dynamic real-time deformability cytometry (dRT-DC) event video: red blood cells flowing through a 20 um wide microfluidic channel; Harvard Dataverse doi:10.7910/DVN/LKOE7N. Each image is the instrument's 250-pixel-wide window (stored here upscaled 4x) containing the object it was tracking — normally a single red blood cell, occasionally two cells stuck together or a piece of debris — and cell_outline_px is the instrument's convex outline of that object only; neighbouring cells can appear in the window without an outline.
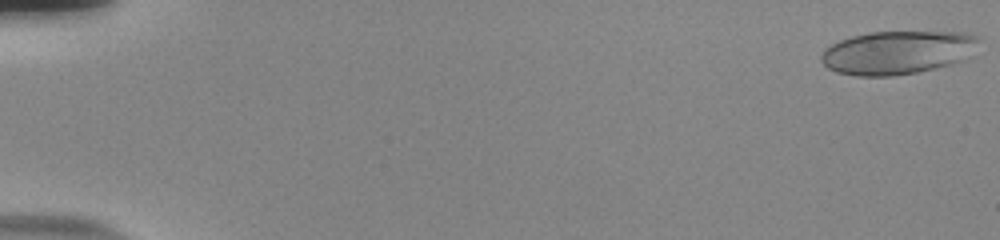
{"species": "human", "species_latin": "Homo sapiens", "temperature_condition": "room temperature", "stored_images_in_passage": 56, "camera_frame_rate_fps": 3000, "um_per_image_px": 0.085, "donor": {"sex": "male"}, "frame": {"image": 1, "passage_image": 1, "time_ms": 0.0, "image_size_px": [1000, 240], "cell_outline_px": [[980, 36], [960, 60], [952, 64], [916, 72], [892, 76], [856, 76], [836, 72], [828, 68], [820, 60], [820, 56], [824, 48], [840, 40], [852, 36], [868, 32], [968, 32]], "centroid_in_image_um": [76.17, 4.46], "position_along_channel_um": 8.8, "area_um2": 39.36}}
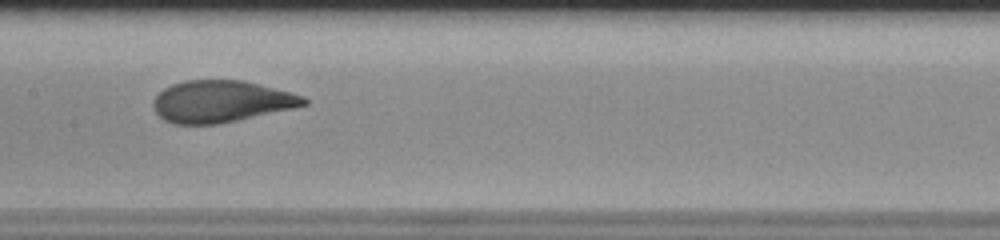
{"frame": {"image": 2, "passage_image": 30, "time_ms": 9.667, "image_size_px": [1000, 240], "cell_outline_px": [[308, 104], [292, 108], [236, 120], [216, 124], [172, 124], [164, 120], [156, 112], [152, 104], [156, 96], [164, 88], [172, 84], [184, 80], [244, 80], [304, 96], [308, 100]], "centroid_in_image_um": [18.77, 8.61], "position_along_channel_um": 188.6, "area_um2": 36.36}}
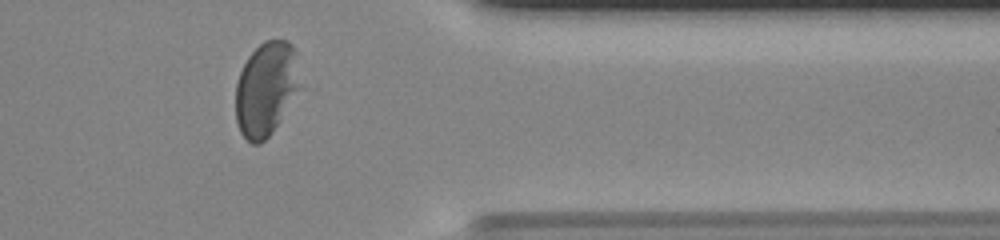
{"frame": {"image": 3, "passage_image": 47, "time_ms": 15.333, "image_size_px": [1000, 240], "cell_outline_px": [[300, 88], [280, 120], [268, 136], [260, 144], [252, 144], [240, 132], [236, 120], [236, 84], [240, 72], [248, 56], [264, 40], [288, 40], [292, 44], [296, 52]], "centroid_in_image_um": [22.61, 7.53], "position_along_channel_um": 388.8, "area_um2": 35.08}, "authors_computed_cell_mechanics": {"area_um2": 37.3099, "velocity_mm_per_s": 3.7035, "shape_relaxation_time_tau1_ms": 4.4067, "shape_relaxation_time_tau2_ms": 0.71, "deformation_change_tau1": 0.1655, "deformation_change_tau2": 0.0572}}